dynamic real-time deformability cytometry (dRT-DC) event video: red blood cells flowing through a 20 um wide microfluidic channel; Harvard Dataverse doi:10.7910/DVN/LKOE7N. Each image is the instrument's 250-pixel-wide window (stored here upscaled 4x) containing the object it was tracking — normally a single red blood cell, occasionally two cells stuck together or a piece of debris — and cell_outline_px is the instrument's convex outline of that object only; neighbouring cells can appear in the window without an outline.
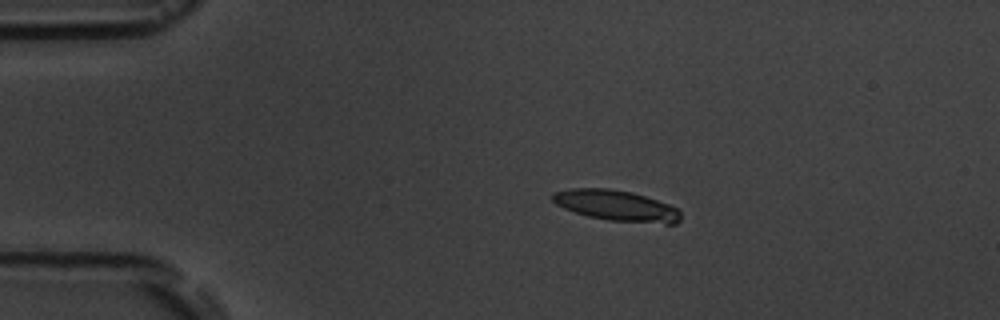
{"species": "common noctule bat (a hibernating species)", "species_latin": "Nyctalus noctula", "temperature_condition": "room temperature", "stored_images_in_passage": 5, "camera_frame_rate_fps": 3000, "um_per_image_px": 0.085, "animal": {"sex": "male", "body_mass_g": 19.5, "forearm_length_mm": 54.6}, "frame": {"image": 1, "passage_image": 3, "time_ms": 3.333, "image_size_px": [1000, 320], "cell_outline_px": [[680, 220], [676, 224], [664, 224], [608, 220], [588, 216], [564, 208], [556, 204], [552, 200], [552, 196], [556, 192], [572, 188], [612, 188], [632, 192], [680, 208]], "centroid_in_image_um": [52.44, 17.48], "position_along_channel_um": 32.6, "area_um2": 22.95}}